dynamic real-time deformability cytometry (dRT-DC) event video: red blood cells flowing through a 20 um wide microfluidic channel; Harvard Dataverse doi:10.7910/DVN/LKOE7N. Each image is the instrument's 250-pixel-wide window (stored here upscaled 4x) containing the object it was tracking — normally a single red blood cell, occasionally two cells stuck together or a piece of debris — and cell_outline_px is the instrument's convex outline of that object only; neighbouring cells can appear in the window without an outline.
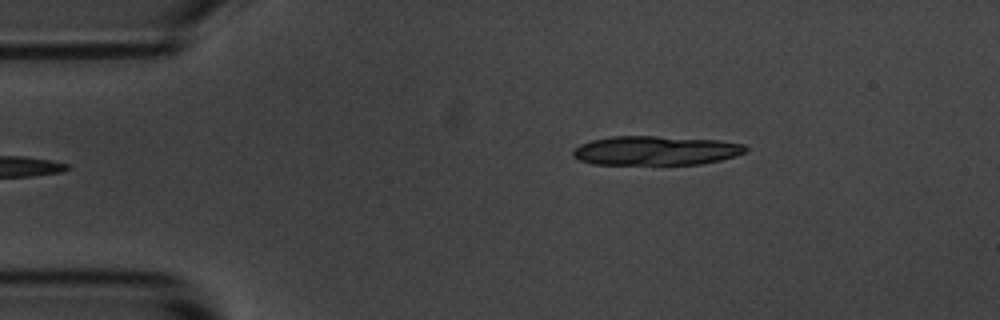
{"species": "common noctule bat (a hibernating species)", "species_latin": "Nyctalus noctula", "temperature_condition": "room temperature", "stored_images_in_passage": 2, "camera_frame_rate_fps": 3000, "um_per_image_px": 0.085, "animal": {"sex": "male", "body_mass_g": 20.1, "forearm_length_mm": 53.5}, "frame": {"image": 1, "passage_image": 2, "time_ms": 1.333, "image_size_px": [1000, 320], "cell_outline_px": [[748, 148], [744, 152], [736, 156], [720, 160], [700, 164], [592, 164], [580, 160], [572, 156], [572, 152], [580, 144], [592, 140], [612, 136], [656, 136], [720, 140], [744, 144]], "centroid_in_image_um": [55.74, 12.79], "position_along_channel_um": 29.3, "area_um2": 29.36}}